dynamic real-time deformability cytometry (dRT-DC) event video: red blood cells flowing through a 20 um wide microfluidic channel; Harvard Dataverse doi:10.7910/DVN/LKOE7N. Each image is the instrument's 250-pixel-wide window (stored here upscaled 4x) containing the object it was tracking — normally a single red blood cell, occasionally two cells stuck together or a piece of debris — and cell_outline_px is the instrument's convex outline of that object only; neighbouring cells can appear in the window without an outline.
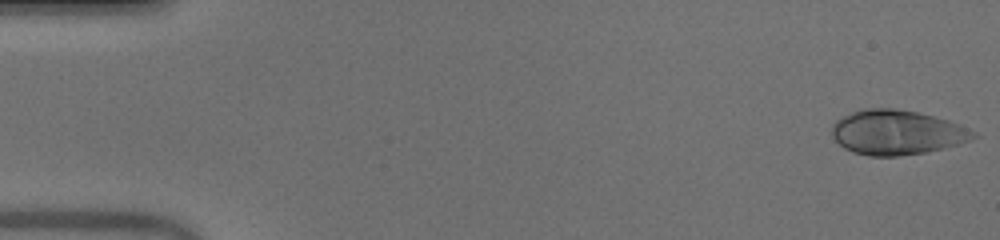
{"species": "human", "species_latin": "Homo sapiens", "temperature_condition": "warm", "stored_images_in_passage": 50, "camera_frame_rate_fps": 3000, "um_per_image_px": 0.085, "donor": {"sex": "male"}, "frame": {"image": 1, "passage_image": 1, "time_ms": 0.0, "image_size_px": [1000, 240], "cell_outline_px": [[980, 136], [960, 144], [944, 148], [924, 152], [896, 156], [868, 156], [852, 152], [844, 148], [832, 136], [832, 124], [836, 120], [852, 112], [864, 108], [896, 108], [916, 112], [948, 120], [960, 124], [976, 132]], "centroid_in_image_um": [76.24, 11.25], "position_along_channel_um": 8.8, "area_um2": 36.88}}
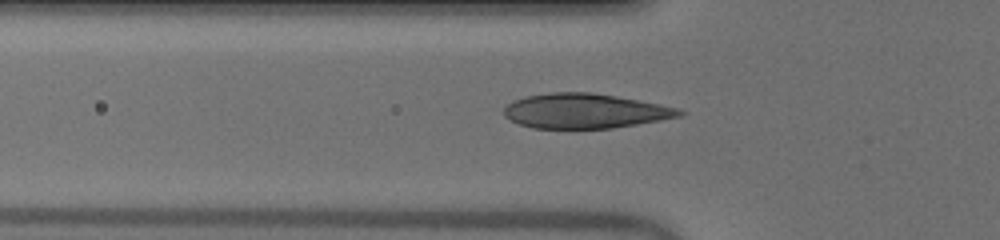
{"frame": {"image": 2, "passage_image": 17, "time_ms": 5.333, "image_size_px": [1000, 240], "cell_outline_px": [[688, 112], [680, 116], [660, 120], [612, 128], [532, 128], [520, 124], [504, 116], [504, 108], [512, 100], [524, 96], [552, 92], [592, 92], [616, 96], [660, 104], [680, 108]], "centroid_in_image_um": [49.73, 9.42], "position_along_channel_um": 76.1, "area_um2": 35.55}}
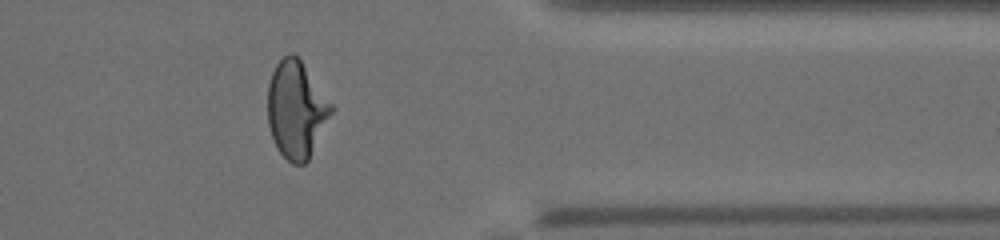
{"frame": {"image": 3, "passage_image": 41, "time_ms": 13.333, "image_size_px": [1000, 240], "cell_outline_px": [[336, 108], [308, 160], [304, 164], [292, 164], [280, 152], [272, 136], [268, 124], [268, 84], [272, 72], [276, 64], [288, 52], [292, 52], [300, 60]], "centroid_in_image_um": [25.21, 9.31], "position_along_channel_um": 386.2, "area_um2": 35.95}, "authors_computed_cell_mechanics": {"area_um2": 35.2869, "velocity_mm_per_s": 4.0432, "shape_relaxation_time_tau1_ms": 4.6035, "shape_relaxation_time_tau2_ms": null, "deformation_change_tau1": 0.2269, "deformation_change_tau2": null}}